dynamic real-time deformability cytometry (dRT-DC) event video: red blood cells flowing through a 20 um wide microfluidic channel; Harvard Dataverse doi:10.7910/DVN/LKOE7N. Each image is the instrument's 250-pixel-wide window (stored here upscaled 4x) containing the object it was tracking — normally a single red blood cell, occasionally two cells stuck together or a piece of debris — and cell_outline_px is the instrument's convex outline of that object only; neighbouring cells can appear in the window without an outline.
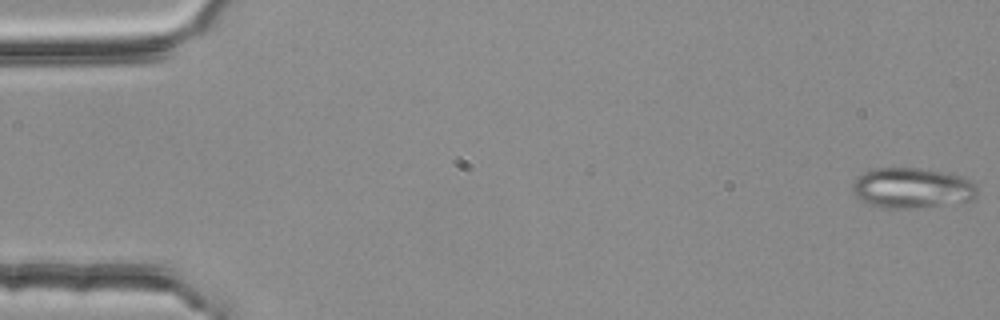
{"species": "common noctule bat (a hibernating species)", "species_latin": "Nyctalus noctula", "temperature_condition": "room temperature", "stored_images_in_passage": 54, "camera_frame_rate_fps": 3000, "um_per_image_px": 0.085, "animal": {"sex": "female", "body_mass_g": 25.1}, "frame": {"image": 1, "passage_image": 1, "time_ms": 0.0, "image_size_px": [1000, 320], "cell_outline_px": [[976, 196], [972, 200], [916, 208], [884, 208], [872, 204], [856, 196], [852, 188], [852, 184], [864, 172], [876, 168], [916, 168], [948, 172], [960, 176], [968, 180], [976, 188]], "centroid_in_image_um": [77.52, 15.97], "position_along_channel_um": 7.5, "area_um2": 28.84}}
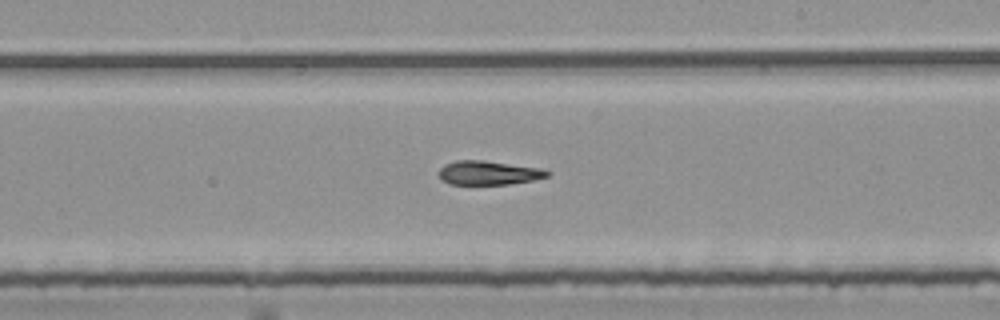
{"frame": {"image": 2, "passage_image": 32, "time_ms": 10.333, "image_size_px": [1000, 320], "cell_outline_px": [[552, 172], [548, 176], [532, 180], [508, 184], [448, 184], [440, 180], [440, 168], [444, 164], [456, 160], [484, 160], [540, 168]], "centroid_in_image_um": [41.5, 14.68], "position_along_channel_um": 247.5, "area_um2": 15.14}}
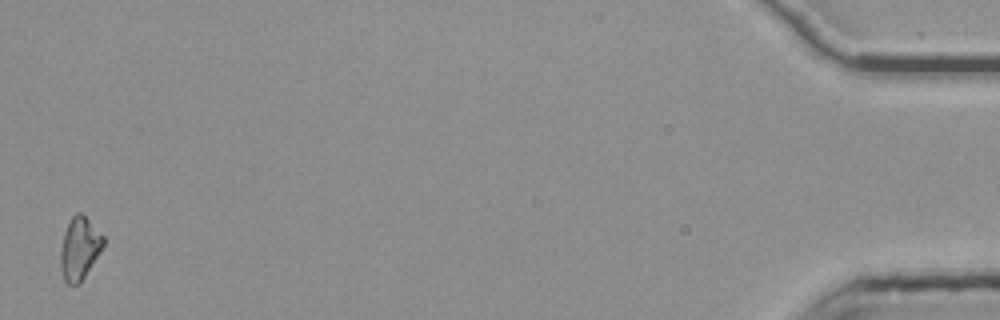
{"frame": {"image": 3, "passage_image": 54, "time_ms": 17.667, "image_size_px": [1000, 320], "cell_outline_px": [[104, 244], [100, 252], [80, 284], [68, 284], [64, 280], [60, 268], [60, 252], [64, 232], [72, 216], [76, 212], [80, 212], [104, 236]], "centroid_in_image_um": [6.75, 21.14], "position_along_channel_um": 428.5, "area_um2": 15.49}}